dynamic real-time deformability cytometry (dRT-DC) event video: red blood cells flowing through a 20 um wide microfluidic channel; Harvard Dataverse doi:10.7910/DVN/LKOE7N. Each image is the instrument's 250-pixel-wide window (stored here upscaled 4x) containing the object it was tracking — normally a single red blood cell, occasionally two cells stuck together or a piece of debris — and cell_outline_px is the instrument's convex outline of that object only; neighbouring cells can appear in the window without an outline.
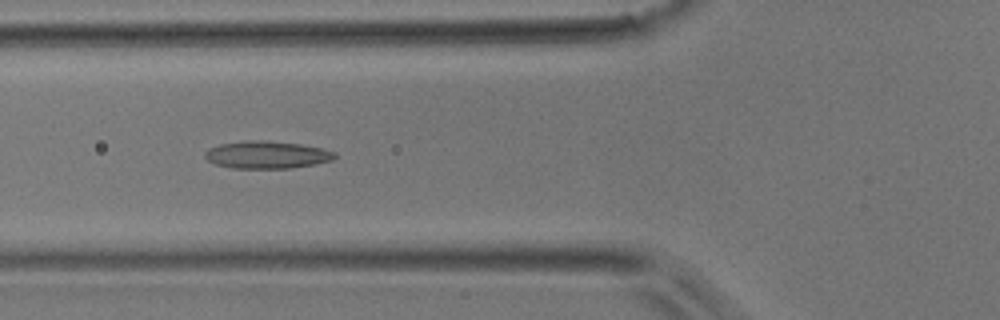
{"species": "common noctule bat (a hibernating species)", "species_latin": "Nyctalus noctula", "temperature_condition": "room temperature", "stored_images_in_passage": 33, "camera_frame_rate_fps": 3000, "um_per_image_px": 0.085, "animal": {"sex": "male", "body_mass_g": 17.9}, "frame": {"image": 1, "passage_image": 5, "time_ms": 1.333, "image_size_px": [1000, 320], "cell_outline_px": [[336, 156], [332, 160], [316, 164], [288, 168], [232, 168], [216, 164], [208, 160], [204, 156], [204, 152], [208, 148], [220, 144], [244, 140], [256, 140], [300, 144], [320, 148], [336, 152]], "centroid_in_image_um": [22.65, 13.16], "position_along_channel_um": 103.1, "area_um2": 20.63}}
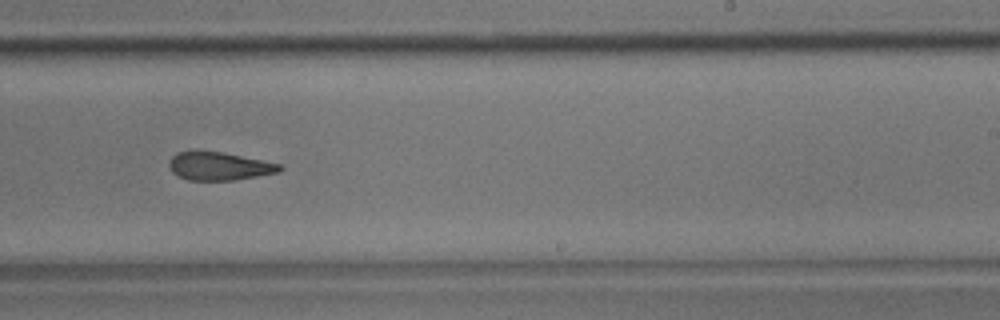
{"frame": {"image": 2, "passage_image": 16, "time_ms": 5.0, "image_size_px": [1000, 320], "cell_outline_px": [[284, 168], [280, 172], [236, 180], [188, 180], [172, 172], [168, 164], [168, 160], [176, 152], [220, 152], [280, 164]], "centroid_in_image_um": [18.63, 14.14], "position_along_channel_um": 270.4, "area_um2": 17.86}}
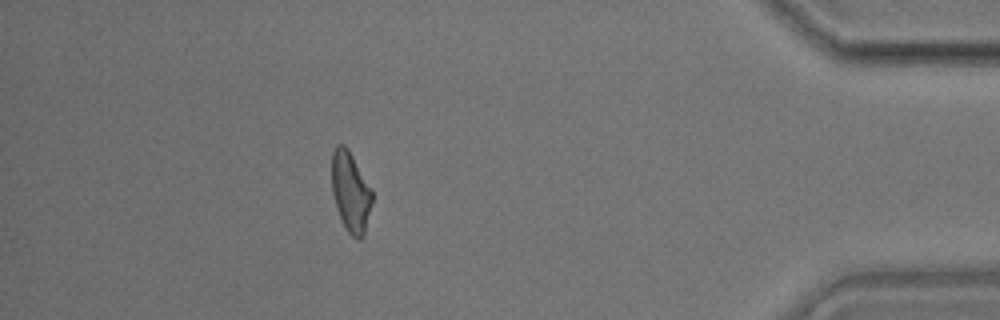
{"frame": {"image": 3, "passage_image": 28, "time_ms": 9.0, "image_size_px": [1000, 320], "cell_outline_px": [[372, 204], [364, 236], [360, 240], [356, 240], [348, 232], [340, 220], [336, 208], [332, 192], [332, 152], [336, 144], [344, 144], [348, 148], [372, 192]], "centroid_in_image_um": [29.78, 16.35], "position_along_channel_um": 405.4, "area_um2": 18.9}}